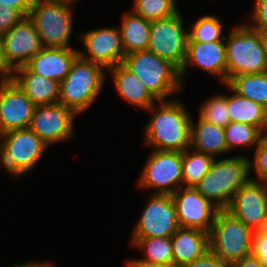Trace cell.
I'll return each mask as SVG.
<instances>
[{
  "mask_svg": "<svg viewBox=\"0 0 267 267\" xmlns=\"http://www.w3.org/2000/svg\"><path fill=\"white\" fill-rule=\"evenodd\" d=\"M182 100H159L144 128V144L160 151L183 152L190 147L191 117Z\"/></svg>",
  "mask_w": 267,
  "mask_h": 267,
  "instance_id": "cell-1",
  "label": "cell"
},
{
  "mask_svg": "<svg viewBox=\"0 0 267 267\" xmlns=\"http://www.w3.org/2000/svg\"><path fill=\"white\" fill-rule=\"evenodd\" d=\"M249 157L237 155L214 160L196 190L219 210L227 209L234 194L250 179Z\"/></svg>",
  "mask_w": 267,
  "mask_h": 267,
  "instance_id": "cell-2",
  "label": "cell"
},
{
  "mask_svg": "<svg viewBox=\"0 0 267 267\" xmlns=\"http://www.w3.org/2000/svg\"><path fill=\"white\" fill-rule=\"evenodd\" d=\"M226 83L234 76L267 71V58L260 32L249 25L232 27L225 37Z\"/></svg>",
  "mask_w": 267,
  "mask_h": 267,
  "instance_id": "cell-3",
  "label": "cell"
},
{
  "mask_svg": "<svg viewBox=\"0 0 267 267\" xmlns=\"http://www.w3.org/2000/svg\"><path fill=\"white\" fill-rule=\"evenodd\" d=\"M106 70L99 64L78 56L69 73L60 82L58 103L76 115L90 108L105 83Z\"/></svg>",
  "mask_w": 267,
  "mask_h": 267,
  "instance_id": "cell-4",
  "label": "cell"
},
{
  "mask_svg": "<svg viewBox=\"0 0 267 267\" xmlns=\"http://www.w3.org/2000/svg\"><path fill=\"white\" fill-rule=\"evenodd\" d=\"M122 64L139 78L158 101L168 100L182 89L179 70L151 51L129 53L124 56Z\"/></svg>",
  "mask_w": 267,
  "mask_h": 267,
  "instance_id": "cell-5",
  "label": "cell"
},
{
  "mask_svg": "<svg viewBox=\"0 0 267 267\" xmlns=\"http://www.w3.org/2000/svg\"><path fill=\"white\" fill-rule=\"evenodd\" d=\"M78 0H35L28 17L43 47L70 48L73 28L72 5Z\"/></svg>",
  "mask_w": 267,
  "mask_h": 267,
  "instance_id": "cell-6",
  "label": "cell"
},
{
  "mask_svg": "<svg viewBox=\"0 0 267 267\" xmlns=\"http://www.w3.org/2000/svg\"><path fill=\"white\" fill-rule=\"evenodd\" d=\"M253 233L226 209L218 210L209 232V249L231 266L251 254Z\"/></svg>",
  "mask_w": 267,
  "mask_h": 267,
  "instance_id": "cell-7",
  "label": "cell"
},
{
  "mask_svg": "<svg viewBox=\"0 0 267 267\" xmlns=\"http://www.w3.org/2000/svg\"><path fill=\"white\" fill-rule=\"evenodd\" d=\"M49 147L29 128L0 135V165L14 176L31 172Z\"/></svg>",
  "mask_w": 267,
  "mask_h": 267,
  "instance_id": "cell-8",
  "label": "cell"
},
{
  "mask_svg": "<svg viewBox=\"0 0 267 267\" xmlns=\"http://www.w3.org/2000/svg\"><path fill=\"white\" fill-rule=\"evenodd\" d=\"M139 177L140 187L172 195L183 187L182 152L152 149Z\"/></svg>",
  "mask_w": 267,
  "mask_h": 267,
  "instance_id": "cell-9",
  "label": "cell"
},
{
  "mask_svg": "<svg viewBox=\"0 0 267 267\" xmlns=\"http://www.w3.org/2000/svg\"><path fill=\"white\" fill-rule=\"evenodd\" d=\"M183 25L180 11L169 18L151 21L147 48L169 61L178 70L185 61L188 41V30H185Z\"/></svg>",
  "mask_w": 267,
  "mask_h": 267,
  "instance_id": "cell-10",
  "label": "cell"
},
{
  "mask_svg": "<svg viewBox=\"0 0 267 267\" xmlns=\"http://www.w3.org/2000/svg\"><path fill=\"white\" fill-rule=\"evenodd\" d=\"M152 194L131 238L171 237L179 228L172 195Z\"/></svg>",
  "mask_w": 267,
  "mask_h": 267,
  "instance_id": "cell-11",
  "label": "cell"
},
{
  "mask_svg": "<svg viewBox=\"0 0 267 267\" xmlns=\"http://www.w3.org/2000/svg\"><path fill=\"white\" fill-rule=\"evenodd\" d=\"M2 38L6 59V78H10L15 69L25 66L44 48L28 16L23 17L9 31L3 33Z\"/></svg>",
  "mask_w": 267,
  "mask_h": 267,
  "instance_id": "cell-12",
  "label": "cell"
},
{
  "mask_svg": "<svg viewBox=\"0 0 267 267\" xmlns=\"http://www.w3.org/2000/svg\"><path fill=\"white\" fill-rule=\"evenodd\" d=\"M75 116L71 109L60 103L38 105L34 109L29 129L47 146L60 143L72 138Z\"/></svg>",
  "mask_w": 267,
  "mask_h": 267,
  "instance_id": "cell-13",
  "label": "cell"
},
{
  "mask_svg": "<svg viewBox=\"0 0 267 267\" xmlns=\"http://www.w3.org/2000/svg\"><path fill=\"white\" fill-rule=\"evenodd\" d=\"M35 107L11 77L0 79V134L29 128Z\"/></svg>",
  "mask_w": 267,
  "mask_h": 267,
  "instance_id": "cell-14",
  "label": "cell"
},
{
  "mask_svg": "<svg viewBox=\"0 0 267 267\" xmlns=\"http://www.w3.org/2000/svg\"><path fill=\"white\" fill-rule=\"evenodd\" d=\"M81 41L89 55L79 50V56L101 65L106 71L123 62L125 54L117 26L87 31L82 34Z\"/></svg>",
  "mask_w": 267,
  "mask_h": 267,
  "instance_id": "cell-15",
  "label": "cell"
},
{
  "mask_svg": "<svg viewBox=\"0 0 267 267\" xmlns=\"http://www.w3.org/2000/svg\"><path fill=\"white\" fill-rule=\"evenodd\" d=\"M179 227L197 228L210 232L219 210L205 199L195 187H182L172 194Z\"/></svg>",
  "mask_w": 267,
  "mask_h": 267,
  "instance_id": "cell-16",
  "label": "cell"
},
{
  "mask_svg": "<svg viewBox=\"0 0 267 267\" xmlns=\"http://www.w3.org/2000/svg\"><path fill=\"white\" fill-rule=\"evenodd\" d=\"M226 210L253 231L259 230L267 210V184L249 179Z\"/></svg>",
  "mask_w": 267,
  "mask_h": 267,
  "instance_id": "cell-17",
  "label": "cell"
},
{
  "mask_svg": "<svg viewBox=\"0 0 267 267\" xmlns=\"http://www.w3.org/2000/svg\"><path fill=\"white\" fill-rule=\"evenodd\" d=\"M196 67L216 75L222 84H226V54L225 41L187 42L185 61L179 70L180 81L183 86L188 66Z\"/></svg>",
  "mask_w": 267,
  "mask_h": 267,
  "instance_id": "cell-18",
  "label": "cell"
},
{
  "mask_svg": "<svg viewBox=\"0 0 267 267\" xmlns=\"http://www.w3.org/2000/svg\"><path fill=\"white\" fill-rule=\"evenodd\" d=\"M75 48L44 47L25 65L32 73L61 82L79 56Z\"/></svg>",
  "mask_w": 267,
  "mask_h": 267,
  "instance_id": "cell-19",
  "label": "cell"
},
{
  "mask_svg": "<svg viewBox=\"0 0 267 267\" xmlns=\"http://www.w3.org/2000/svg\"><path fill=\"white\" fill-rule=\"evenodd\" d=\"M11 78L36 106L58 103L59 82L32 73L26 66L15 69Z\"/></svg>",
  "mask_w": 267,
  "mask_h": 267,
  "instance_id": "cell-20",
  "label": "cell"
},
{
  "mask_svg": "<svg viewBox=\"0 0 267 267\" xmlns=\"http://www.w3.org/2000/svg\"><path fill=\"white\" fill-rule=\"evenodd\" d=\"M174 266L183 267L209 250V233L197 228H181L171 236Z\"/></svg>",
  "mask_w": 267,
  "mask_h": 267,
  "instance_id": "cell-21",
  "label": "cell"
},
{
  "mask_svg": "<svg viewBox=\"0 0 267 267\" xmlns=\"http://www.w3.org/2000/svg\"><path fill=\"white\" fill-rule=\"evenodd\" d=\"M114 86L119 95L131 105L148 110L158 100L150 93L143 83L122 63L109 68Z\"/></svg>",
  "mask_w": 267,
  "mask_h": 267,
  "instance_id": "cell-22",
  "label": "cell"
},
{
  "mask_svg": "<svg viewBox=\"0 0 267 267\" xmlns=\"http://www.w3.org/2000/svg\"><path fill=\"white\" fill-rule=\"evenodd\" d=\"M190 123V148L216 159V155L228 153L224 128L201 119Z\"/></svg>",
  "mask_w": 267,
  "mask_h": 267,
  "instance_id": "cell-23",
  "label": "cell"
},
{
  "mask_svg": "<svg viewBox=\"0 0 267 267\" xmlns=\"http://www.w3.org/2000/svg\"><path fill=\"white\" fill-rule=\"evenodd\" d=\"M122 19L121 26L118 28L124 54L147 50L150 38V21L132 10L126 11Z\"/></svg>",
  "mask_w": 267,
  "mask_h": 267,
  "instance_id": "cell-24",
  "label": "cell"
},
{
  "mask_svg": "<svg viewBox=\"0 0 267 267\" xmlns=\"http://www.w3.org/2000/svg\"><path fill=\"white\" fill-rule=\"evenodd\" d=\"M225 86L237 95L267 109V71L231 77Z\"/></svg>",
  "mask_w": 267,
  "mask_h": 267,
  "instance_id": "cell-25",
  "label": "cell"
},
{
  "mask_svg": "<svg viewBox=\"0 0 267 267\" xmlns=\"http://www.w3.org/2000/svg\"><path fill=\"white\" fill-rule=\"evenodd\" d=\"M228 114L230 122H240L257 127L260 131L267 119V109L256 102L243 98L233 92L227 95Z\"/></svg>",
  "mask_w": 267,
  "mask_h": 267,
  "instance_id": "cell-26",
  "label": "cell"
},
{
  "mask_svg": "<svg viewBox=\"0 0 267 267\" xmlns=\"http://www.w3.org/2000/svg\"><path fill=\"white\" fill-rule=\"evenodd\" d=\"M130 242L143 250L144 257L140 259L166 267L174 266L171 237L131 238Z\"/></svg>",
  "mask_w": 267,
  "mask_h": 267,
  "instance_id": "cell-27",
  "label": "cell"
},
{
  "mask_svg": "<svg viewBox=\"0 0 267 267\" xmlns=\"http://www.w3.org/2000/svg\"><path fill=\"white\" fill-rule=\"evenodd\" d=\"M214 158L188 148L182 152L183 187H195L210 170Z\"/></svg>",
  "mask_w": 267,
  "mask_h": 267,
  "instance_id": "cell-28",
  "label": "cell"
},
{
  "mask_svg": "<svg viewBox=\"0 0 267 267\" xmlns=\"http://www.w3.org/2000/svg\"><path fill=\"white\" fill-rule=\"evenodd\" d=\"M224 132L228 152L239 146L256 148L261 140V131L257 127L240 122H230Z\"/></svg>",
  "mask_w": 267,
  "mask_h": 267,
  "instance_id": "cell-29",
  "label": "cell"
},
{
  "mask_svg": "<svg viewBox=\"0 0 267 267\" xmlns=\"http://www.w3.org/2000/svg\"><path fill=\"white\" fill-rule=\"evenodd\" d=\"M222 28L219 18L214 15H204L191 24L187 42L225 41Z\"/></svg>",
  "mask_w": 267,
  "mask_h": 267,
  "instance_id": "cell-30",
  "label": "cell"
},
{
  "mask_svg": "<svg viewBox=\"0 0 267 267\" xmlns=\"http://www.w3.org/2000/svg\"><path fill=\"white\" fill-rule=\"evenodd\" d=\"M132 11L147 21L169 18L179 12L176 0H134Z\"/></svg>",
  "mask_w": 267,
  "mask_h": 267,
  "instance_id": "cell-31",
  "label": "cell"
},
{
  "mask_svg": "<svg viewBox=\"0 0 267 267\" xmlns=\"http://www.w3.org/2000/svg\"><path fill=\"white\" fill-rule=\"evenodd\" d=\"M199 116L204 121L225 128L230 123L227 95L211 96L200 106Z\"/></svg>",
  "mask_w": 267,
  "mask_h": 267,
  "instance_id": "cell-32",
  "label": "cell"
},
{
  "mask_svg": "<svg viewBox=\"0 0 267 267\" xmlns=\"http://www.w3.org/2000/svg\"><path fill=\"white\" fill-rule=\"evenodd\" d=\"M254 153V160L249 159V172L254 167L253 170H255L257 178L250 177V179L267 184V144L260 140Z\"/></svg>",
  "mask_w": 267,
  "mask_h": 267,
  "instance_id": "cell-33",
  "label": "cell"
},
{
  "mask_svg": "<svg viewBox=\"0 0 267 267\" xmlns=\"http://www.w3.org/2000/svg\"><path fill=\"white\" fill-rule=\"evenodd\" d=\"M254 10L250 14L249 26L259 32L267 31V0H256Z\"/></svg>",
  "mask_w": 267,
  "mask_h": 267,
  "instance_id": "cell-34",
  "label": "cell"
},
{
  "mask_svg": "<svg viewBox=\"0 0 267 267\" xmlns=\"http://www.w3.org/2000/svg\"><path fill=\"white\" fill-rule=\"evenodd\" d=\"M23 17L24 16L17 9L10 8L0 3V33L3 34L9 31Z\"/></svg>",
  "mask_w": 267,
  "mask_h": 267,
  "instance_id": "cell-35",
  "label": "cell"
},
{
  "mask_svg": "<svg viewBox=\"0 0 267 267\" xmlns=\"http://www.w3.org/2000/svg\"><path fill=\"white\" fill-rule=\"evenodd\" d=\"M183 267H230L220 257L216 256L210 249L194 261Z\"/></svg>",
  "mask_w": 267,
  "mask_h": 267,
  "instance_id": "cell-36",
  "label": "cell"
},
{
  "mask_svg": "<svg viewBox=\"0 0 267 267\" xmlns=\"http://www.w3.org/2000/svg\"><path fill=\"white\" fill-rule=\"evenodd\" d=\"M251 253H267V233L254 231Z\"/></svg>",
  "mask_w": 267,
  "mask_h": 267,
  "instance_id": "cell-37",
  "label": "cell"
},
{
  "mask_svg": "<svg viewBox=\"0 0 267 267\" xmlns=\"http://www.w3.org/2000/svg\"><path fill=\"white\" fill-rule=\"evenodd\" d=\"M35 0H0L2 5L10 8L17 9L24 17L28 16V13Z\"/></svg>",
  "mask_w": 267,
  "mask_h": 267,
  "instance_id": "cell-38",
  "label": "cell"
},
{
  "mask_svg": "<svg viewBox=\"0 0 267 267\" xmlns=\"http://www.w3.org/2000/svg\"><path fill=\"white\" fill-rule=\"evenodd\" d=\"M230 267H263L258 258L250 254L239 261L234 262Z\"/></svg>",
  "mask_w": 267,
  "mask_h": 267,
  "instance_id": "cell-39",
  "label": "cell"
},
{
  "mask_svg": "<svg viewBox=\"0 0 267 267\" xmlns=\"http://www.w3.org/2000/svg\"><path fill=\"white\" fill-rule=\"evenodd\" d=\"M126 267H166V266L162 264L148 262L140 258L138 259L135 258V259H130L129 261H127Z\"/></svg>",
  "mask_w": 267,
  "mask_h": 267,
  "instance_id": "cell-40",
  "label": "cell"
},
{
  "mask_svg": "<svg viewBox=\"0 0 267 267\" xmlns=\"http://www.w3.org/2000/svg\"><path fill=\"white\" fill-rule=\"evenodd\" d=\"M0 76L6 78V59L4 53V44L2 34L0 33Z\"/></svg>",
  "mask_w": 267,
  "mask_h": 267,
  "instance_id": "cell-41",
  "label": "cell"
},
{
  "mask_svg": "<svg viewBox=\"0 0 267 267\" xmlns=\"http://www.w3.org/2000/svg\"><path fill=\"white\" fill-rule=\"evenodd\" d=\"M52 262H43V263H35V262H30L29 263H17L16 265L12 267H55V265H52Z\"/></svg>",
  "mask_w": 267,
  "mask_h": 267,
  "instance_id": "cell-42",
  "label": "cell"
},
{
  "mask_svg": "<svg viewBox=\"0 0 267 267\" xmlns=\"http://www.w3.org/2000/svg\"><path fill=\"white\" fill-rule=\"evenodd\" d=\"M259 259L263 267H267V253H251Z\"/></svg>",
  "mask_w": 267,
  "mask_h": 267,
  "instance_id": "cell-43",
  "label": "cell"
},
{
  "mask_svg": "<svg viewBox=\"0 0 267 267\" xmlns=\"http://www.w3.org/2000/svg\"><path fill=\"white\" fill-rule=\"evenodd\" d=\"M261 141L267 144V119L265 120L261 129Z\"/></svg>",
  "mask_w": 267,
  "mask_h": 267,
  "instance_id": "cell-44",
  "label": "cell"
},
{
  "mask_svg": "<svg viewBox=\"0 0 267 267\" xmlns=\"http://www.w3.org/2000/svg\"><path fill=\"white\" fill-rule=\"evenodd\" d=\"M261 38H262V42H263V46H264V51L266 54V58H267V31L265 32H260Z\"/></svg>",
  "mask_w": 267,
  "mask_h": 267,
  "instance_id": "cell-45",
  "label": "cell"
},
{
  "mask_svg": "<svg viewBox=\"0 0 267 267\" xmlns=\"http://www.w3.org/2000/svg\"><path fill=\"white\" fill-rule=\"evenodd\" d=\"M259 231L267 233V210H266V213H265V216H264V220H263L262 226L259 229Z\"/></svg>",
  "mask_w": 267,
  "mask_h": 267,
  "instance_id": "cell-46",
  "label": "cell"
}]
</instances>
